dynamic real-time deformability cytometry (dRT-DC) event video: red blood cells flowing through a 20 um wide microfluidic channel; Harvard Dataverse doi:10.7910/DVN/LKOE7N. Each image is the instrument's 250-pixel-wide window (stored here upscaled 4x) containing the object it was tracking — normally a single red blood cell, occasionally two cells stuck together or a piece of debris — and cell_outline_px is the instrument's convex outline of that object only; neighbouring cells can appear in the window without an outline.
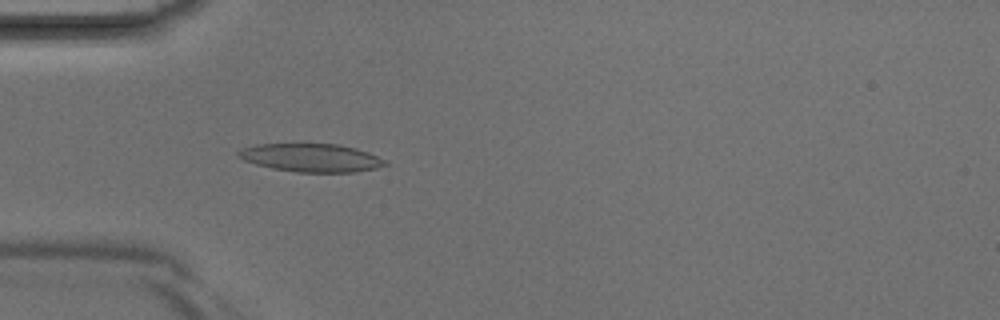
{"species": "Egyptian fruit bat (a non-hibernating species)", "species_latin": "Rousettus aegyptiacus", "temperature_condition": "room temperature", "stored_images_in_passage": 3, "camera_frame_rate_fps": 3000, "um_per_image_px": 0.085, "animal": {"sex": "male"}, "frame": {"image": 1, "passage_image": 3, "time_ms": 0.667, "image_size_px": [1000, 320], "cell_outline_px": [[388, 164], [376, 168], [356, 172], [296, 172], [272, 168], [256, 164], [244, 160], [236, 156], [236, 152], [244, 148], [256, 144], [340, 144], [356, 148], [368, 152], [388, 160]], "centroid_in_image_um": [26.48, 13.41], "position_along_channel_um": 58.5, "area_um2": 24.22}}